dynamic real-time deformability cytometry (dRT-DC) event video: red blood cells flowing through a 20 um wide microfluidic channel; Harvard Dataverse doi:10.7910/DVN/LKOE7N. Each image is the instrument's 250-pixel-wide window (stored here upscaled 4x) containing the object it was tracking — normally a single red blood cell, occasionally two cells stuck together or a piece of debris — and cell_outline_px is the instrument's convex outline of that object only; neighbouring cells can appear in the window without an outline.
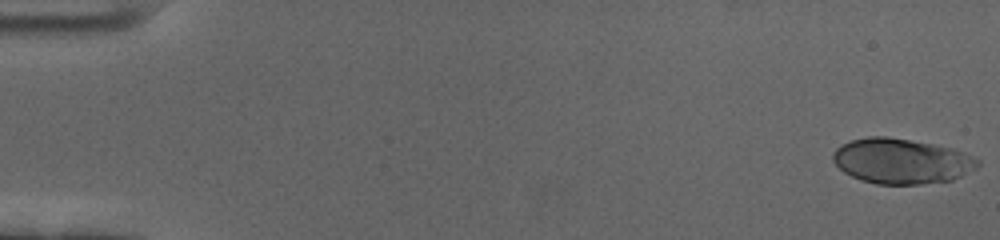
{"species": "human", "species_latin": "Homo sapiens", "temperature_condition": "cold", "stored_images_in_passage": 21, "camera_frame_rate_fps": 3000, "um_per_image_px": 0.085, "donor": {"sex": "female"}, "frame": {"image": 1, "passage_image": 1, "time_ms": 0.0, "image_size_px": [1000, 240], "cell_outline_px": [[980, 164], [976, 168], [952, 180], [920, 184], [876, 184], [860, 180], [844, 172], [832, 160], [832, 152], [840, 144], [852, 140], [868, 136], [888, 136], [932, 144], [952, 148], [964, 152], [980, 160]], "centroid_in_image_um": [76.6, 13.69], "position_along_channel_um": 8.4, "area_um2": 38.21}}
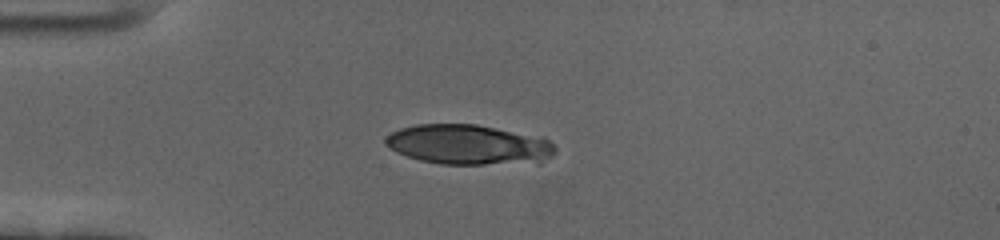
{"frame": {"image": 2, "passage_image": 16, "time_ms": 5.0, "image_size_px": [1000, 240], "cell_outline_px": [[556, 152], [552, 156], [540, 164], [440, 164], [420, 160], [396, 152], [384, 144], [384, 140], [392, 132], [400, 128], [416, 124], [476, 124], [544, 136], [556, 148]], "centroid_in_image_um": [39.91, 12.3], "position_along_channel_um": 45.1, "area_um2": 40.23}}